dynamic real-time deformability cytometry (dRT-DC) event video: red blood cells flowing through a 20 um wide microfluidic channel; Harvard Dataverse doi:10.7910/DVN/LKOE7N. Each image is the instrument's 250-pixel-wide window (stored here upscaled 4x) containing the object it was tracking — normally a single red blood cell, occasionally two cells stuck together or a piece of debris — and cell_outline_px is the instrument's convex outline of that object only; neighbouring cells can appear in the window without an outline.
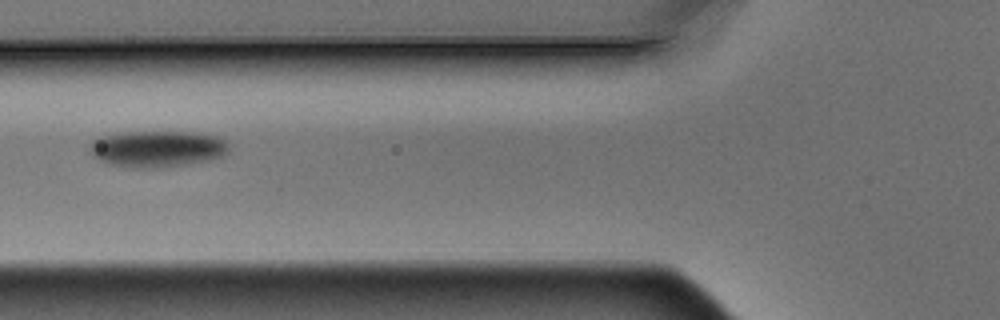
{"species": "Egyptian fruit bat (a non-hibernating species)", "species_latin": "Rousettus aegyptiacus", "temperature_condition": "warm", "stored_images_in_passage": 15, "camera_frame_rate_fps": 3000, "um_per_image_px": 0.085, "animal": {"sex": "male"}, "frame": {"image": 1, "passage_image": 6, "time_ms": 1.667, "image_size_px": [1000, 320], "cell_outline_px": [[228, 148], [220, 156], [208, 160], [184, 164], [156, 168], [132, 168], [108, 164], [92, 156], [92, 140], [100, 136], [124, 132], [200, 132], [220, 136], [228, 144]], "centroid_in_image_um": [13.36, 12.64], "position_along_channel_um": 112.4, "area_um2": 29.42}}
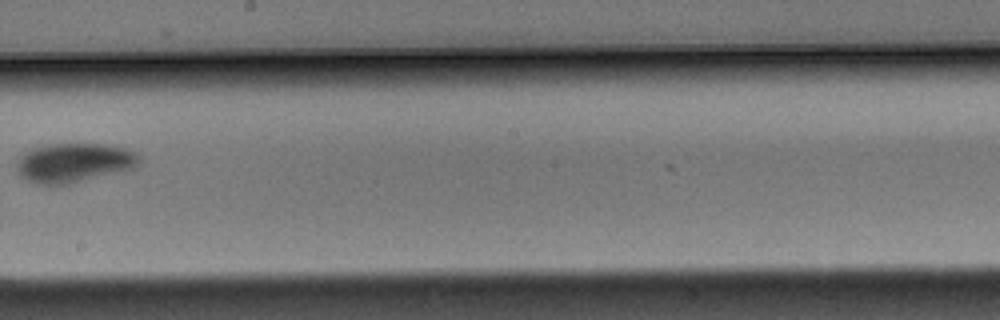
{"frame": {"image": 2, "passage_image": 9, "time_ms": 2.667, "image_size_px": [1000, 320], "cell_outline_px": [[140, 160], [136, 168], [68, 184], [36, 184], [20, 176], [16, 168], [16, 164], [20, 156], [32, 148], [48, 144], [104, 144], [128, 148], [136, 152], [140, 156]], "centroid_in_image_um": [6.31, 13.82], "position_along_channel_um": 241.9, "area_um2": 28.15}}
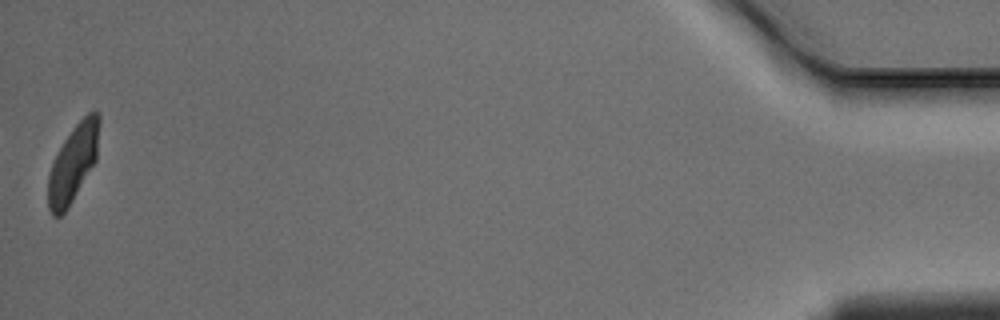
{"frame": {"image": 3, "passage_image": 15, "time_ms": 4.667, "image_size_px": [1000, 320], "cell_outline_px": [[100, 124], [96, 160], [68, 208], [60, 216], [52, 216], [48, 208], [48, 176], [52, 164], [64, 140], [76, 124], [88, 112], [100, 112]], "centroid_in_image_um": [6.22, 13.88], "position_along_channel_um": 429.0, "area_um2": 22.72}}